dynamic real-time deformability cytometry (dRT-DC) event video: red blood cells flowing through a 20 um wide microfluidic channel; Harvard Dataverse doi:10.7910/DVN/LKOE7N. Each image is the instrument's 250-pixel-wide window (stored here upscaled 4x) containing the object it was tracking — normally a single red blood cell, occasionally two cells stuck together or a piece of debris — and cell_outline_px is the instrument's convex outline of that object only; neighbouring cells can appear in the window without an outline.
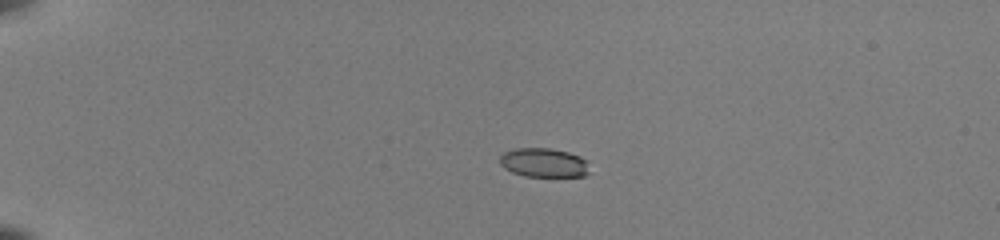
{"species": "common noctule bat (a hibernating species)", "species_latin": "Nyctalus noctula", "temperature_condition": "room temperature", "stored_images_in_passage": 40, "camera_frame_rate_fps": 3000, "um_per_image_px": 0.085, "animal": {"sex": "female", "body_mass_g": 22.0, "forearm_length_mm": 56.7}, "frame": {"image": 1, "passage_image": 1, "time_ms": 0.0, "image_size_px": [1000, 240], "cell_outline_px": [[588, 172], [584, 176], [524, 176], [512, 172], [504, 168], [500, 164], [500, 156], [504, 152], [516, 148], [552, 148], [568, 152], [580, 156], [584, 160]], "centroid_in_image_um": [46.17, 13.82], "position_along_channel_um": 38.8, "area_um2": 15.03}}
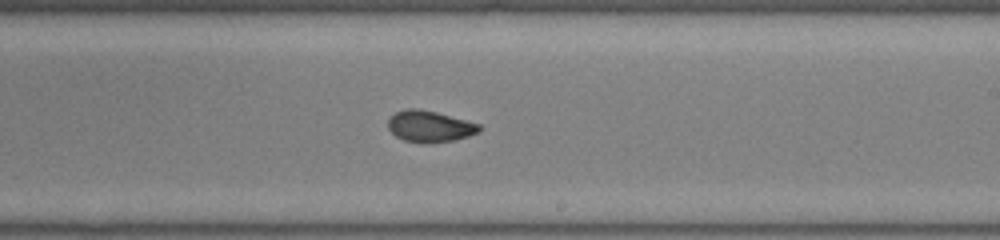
{"frame": {"image": 2, "passage_image": 22, "time_ms": 7.0, "image_size_px": [1000, 240], "cell_outline_px": [[480, 132], [468, 136], [452, 140], [428, 144], [424, 144], [404, 140], [396, 136], [388, 128], [388, 120], [396, 112], [404, 108], [420, 108], [436, 112], [480, 124]], "centroid_in_image_um": [36.51, 10.74], "position_along_channel_um": 252.5, "area_um2": 16.7}}
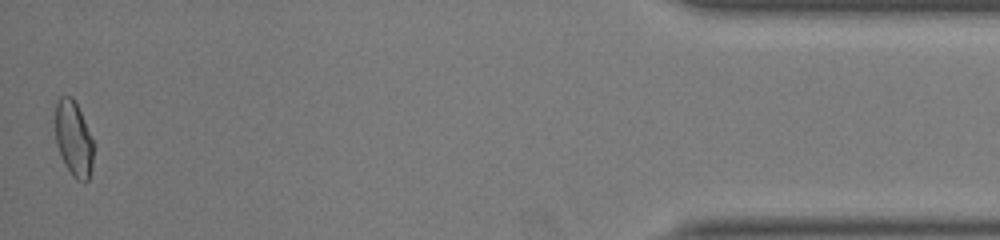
{"frame": {"image": 3, "passage_image": 40, "time_ms": 13.0, "image_size_px": [1000, 240], "cell_outline_px": [[92, 168], [88, 180], [84, 184], [76, 180], [72, 176], [64, 164], [60, 156], [56, 144], [56, 104], [60, 96], [72, 96], [84, 120], [92, 140]], "centroid_in_image_um": [6.24, 11.85], "position_along_channel_um": 429.0, "area_um2": 16.65}, "authors_computed_cell_mechanics": {"area_um2": 16.6464, "velocity_mm_per_s": 4.0262, "shape_relaxation_time_tau1_ms": 6.2038, "shape_relaxation_time_tau2_ms": 1.0765, "deformation_change_tau1": 0.1571, "deformation_change_tau2": 0.0532}}